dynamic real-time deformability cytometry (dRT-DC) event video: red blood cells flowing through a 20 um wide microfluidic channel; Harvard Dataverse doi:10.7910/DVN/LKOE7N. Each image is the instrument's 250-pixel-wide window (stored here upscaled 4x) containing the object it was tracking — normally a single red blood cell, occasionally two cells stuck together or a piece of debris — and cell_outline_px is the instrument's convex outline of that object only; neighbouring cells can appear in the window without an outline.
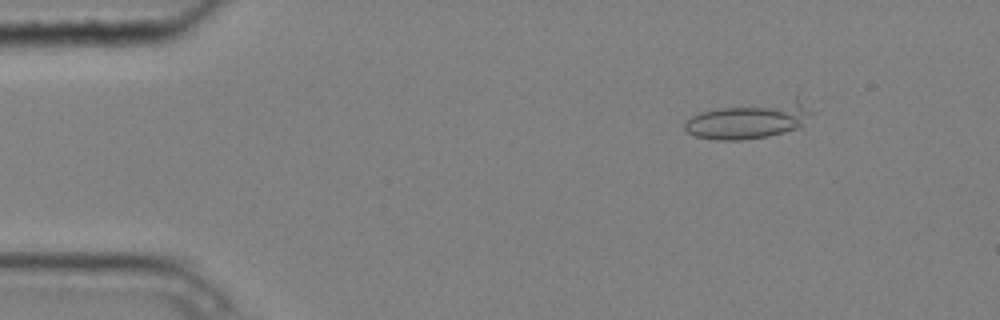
{"species": "common noctule bat (a hibernating species)", "species_latin": "Nyctalus noctula", "temperature_condition": "cold", "stored_images_in_passage": 5, "camera_frame_rate_fps": 3000, "um_per_image_px": 0.085, "animal": {"sex": "male", "body_mass_g": 20.4}, "frame": {"image": 1, "passage_image": 2, "time_ms": 0.333, "image_size_px": [1000, 320], "cell_outline_px": [[816, 112], [796, 128], [784, 132], [768, 136], [744, 140], [716, 140], [696, 136], [688, 132], [684, 128], [684, 120], [700, 112], [716, 108], [796, 92]], "centroid_in_image_um": [63.83, 10.09], "position_along_channel_um": 21.2, "area_um2": 29.13}}
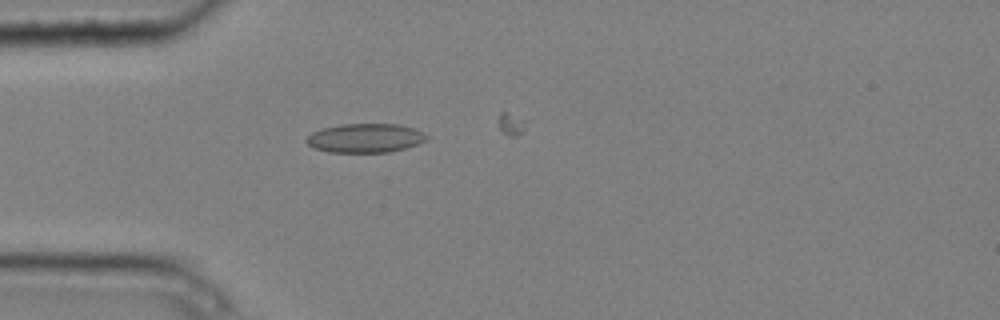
{"frame": {"image": 2, "passage_image": 4, "time_ms": 1.0, "image_size_px": [1000, 320], "cell_outline_px": [[428, 140], [404, 148], [388, 152], [328, 152], [312, 148], [304, 140], [312, 132], [324, 128], [340, 124], [396, 124], [416, 128], [428, 136]], "centroid_in_image_um": [31.03, 11.73], "position_along_channel_um": 54.0, "area_um2": 20.35}}